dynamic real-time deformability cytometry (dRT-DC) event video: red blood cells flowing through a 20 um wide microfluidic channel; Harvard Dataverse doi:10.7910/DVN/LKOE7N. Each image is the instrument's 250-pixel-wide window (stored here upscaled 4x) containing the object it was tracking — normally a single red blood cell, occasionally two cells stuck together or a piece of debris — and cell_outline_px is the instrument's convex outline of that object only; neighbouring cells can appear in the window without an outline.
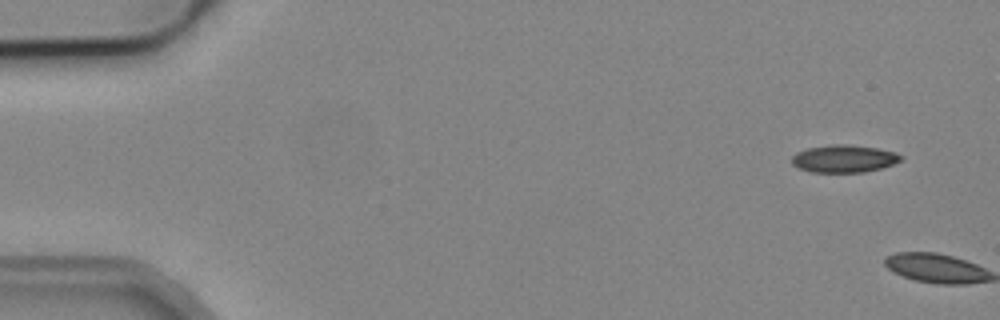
{"species": "common noctule bat (a hibernating species)", "species_latin": "Nyctalus noctula", "temperature_condition": "cold", "stored_images_in_passage": 5, "camera_frame_rate_fps": 3000, "um_per_image_px": 0.085, "animal": {"sex": "male", "body_mass_g": 19.2, "forearm_length_mm": 51.8}, "frame": {"image": 1, "passage_image": 1, "time_ms": 0.0, "image_size_px": [1000, 320], "cell_outline_px": [[904, 156], [900, 160], [892, 164], [880, 168], [864, 172], [812, 172], [800, 168], [792, 164], [792, 156], [796, 152], [808, 148], [836, 144], [848, 144], [876, 148], [896, 152]], "centroid_in_image_um": [71.74, 13.48], "position_along_channel_um": 13.3, "area_um2": 17.34}}
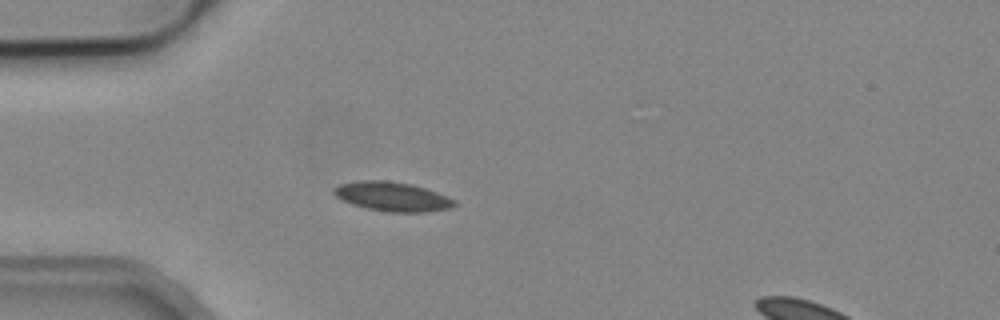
{"frame": {"image": 2, "passage_image": 5, "time_ms": 5.333, "image_size_px": [1000, 320], "cell_outline_px": [[460, 204], [452, 208], [424, 212], [388, 212], [368, 208], [352, 204], [336, 196], [332, 192], [332, 188], [340, 184], [356, 180], [388, 180], [412, 184], [436, 192], [456, 200]], "centroid_in_image_um": [33.37, 16.7], "position_along_channel_um": 51.6, "area_um2": 20.69}}